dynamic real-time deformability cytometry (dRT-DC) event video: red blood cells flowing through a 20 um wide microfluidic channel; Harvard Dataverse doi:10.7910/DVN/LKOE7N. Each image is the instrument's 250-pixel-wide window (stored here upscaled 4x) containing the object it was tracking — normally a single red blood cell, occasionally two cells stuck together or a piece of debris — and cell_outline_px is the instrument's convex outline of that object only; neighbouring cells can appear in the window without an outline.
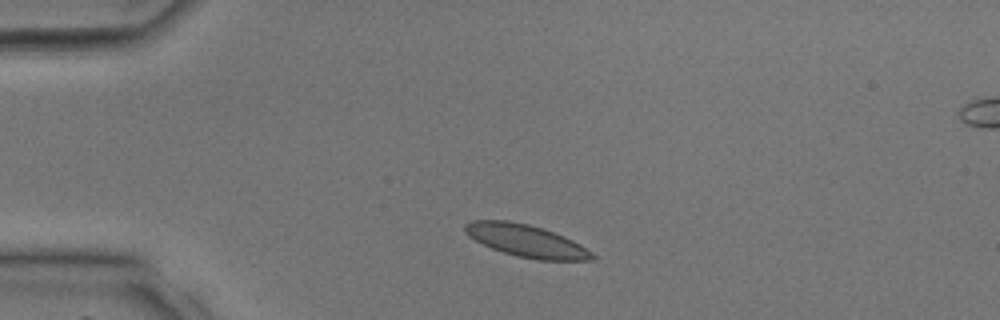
{"species": "common noctule bat (a hibernating species)", "species_latin": "Nyctalus noctula", "temperature_condition": "room temperature", "stored_images_in_passage": 33, "camera_frame_rate_fps": 3000, "um_per_image_px": 0.085, "animal": {"sex": "male", "body_mass_g": 17.9, "forearm_length_mm": 54.2}, "frame": {"image": 1, "passage_image": 4, "time_ms": 1.0, "image_size_px": [1000, 320], "cell_outline_px": [[596, 256], [592, 260], [536, 260], [504, 252], [492, 248], [468, 236], [464, 232], [464, 224], [472, 220], [508, 220], [528, 224], [564, 236], [580, 244], [592, 252]], "centroid_in_image_um": [44.72, 20.46], "position_along_channel_um": 40.3, "area_um2": 23.7}}
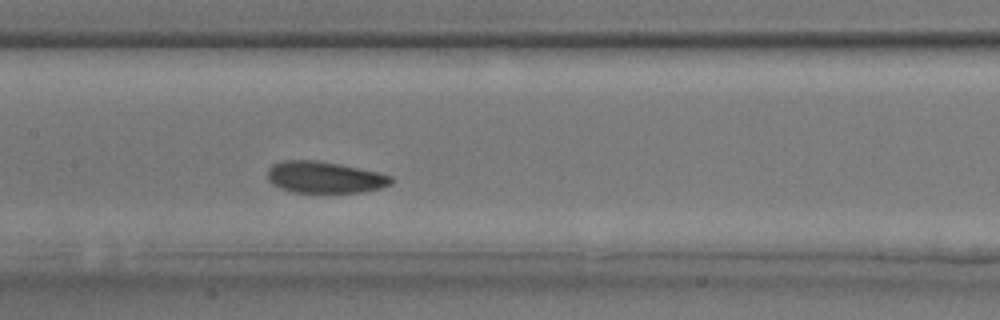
{"frame": {"image": 2, "passage_image": 14, "time_ms": 4.333, "image_size_px": [1000, 320], "cell_outline_px": [[392, 184], [380, 188], [360, 192], [292, 192], [280, 188], [272, 184], [268, 180], [268, 168], [272, 164], [284, 160], [316, 160], [340, 164], [376, 172], [392, 176]], "centroid_in_image_um": [27.56, 15.06], "position_along_channel_um": 179.8, "area_um2": 22.66}}
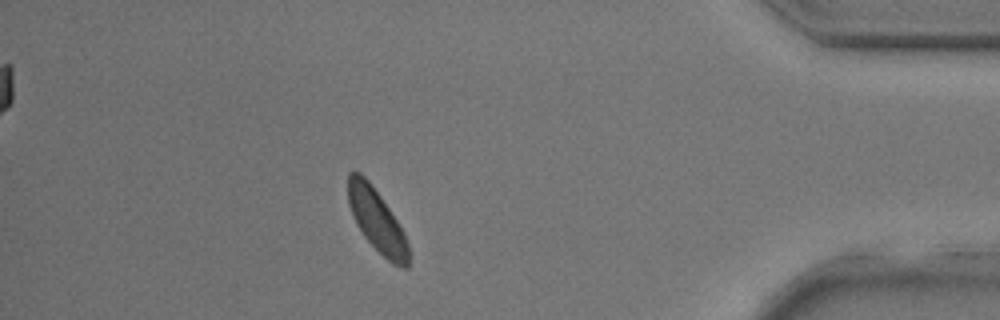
{"frame": {"image": 3, "passage_image": 29, "time_ms": 9.333, "image_size_px": [1000, 320], "cell_outline_px": [[408, 268], [404, 268], [392, 264], [364, 236], [356, 224], [352, 216], [348, 204], [348, 172], [360, 172], [368, 180], [380, 196], [404, 232], [408, 244]], "centroid_in_image_um": [32.01, 18.74], "position_along_channel_um": 403.2, "area_um2": 21.73}}